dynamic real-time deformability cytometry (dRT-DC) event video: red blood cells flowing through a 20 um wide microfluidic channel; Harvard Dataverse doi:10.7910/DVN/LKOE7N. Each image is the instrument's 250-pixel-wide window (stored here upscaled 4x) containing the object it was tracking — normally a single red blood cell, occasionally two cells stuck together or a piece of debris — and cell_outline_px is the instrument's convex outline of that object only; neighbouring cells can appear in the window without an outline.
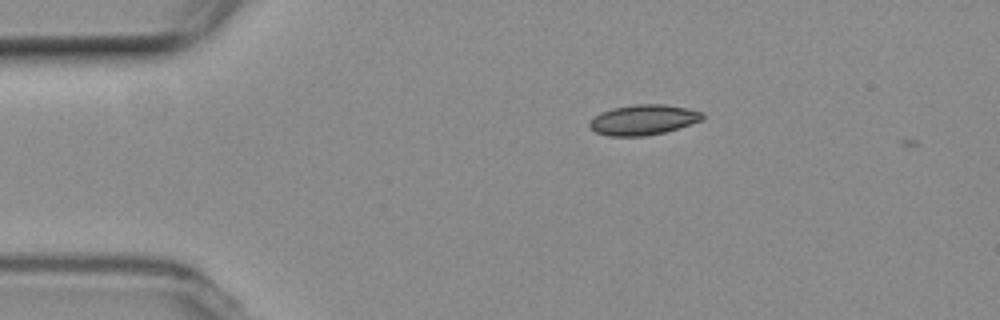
{"species": "common noctule bat (a hibernating species)", "species_latin": "Nyctalus noctula", "temperature_condition": "room temperature", "stored_images_in_passage": 2, "camera_frame_rate_fps": 3000, "um_per_image_px": 0.085, "animal": {"sex": "female", "body_mass_g": 19.3, "forearm_length_mm": 54.1}, "frame": {"image": 1, "passage_image": 1, "time_ms": 0.0, "image_size_px": [1000, 320], "cell_outline_px": [[704, 120], [664, 132], [644, 136], [608, 136], [596, 132], [588, 124], [600, 112], [612, 108], [636, 104], [664, 104], [704, 112]], "centroid_in_image_um": [54.7, 10.18], "position_along_channel_um": 30.3, "area_um2": 19.77}}